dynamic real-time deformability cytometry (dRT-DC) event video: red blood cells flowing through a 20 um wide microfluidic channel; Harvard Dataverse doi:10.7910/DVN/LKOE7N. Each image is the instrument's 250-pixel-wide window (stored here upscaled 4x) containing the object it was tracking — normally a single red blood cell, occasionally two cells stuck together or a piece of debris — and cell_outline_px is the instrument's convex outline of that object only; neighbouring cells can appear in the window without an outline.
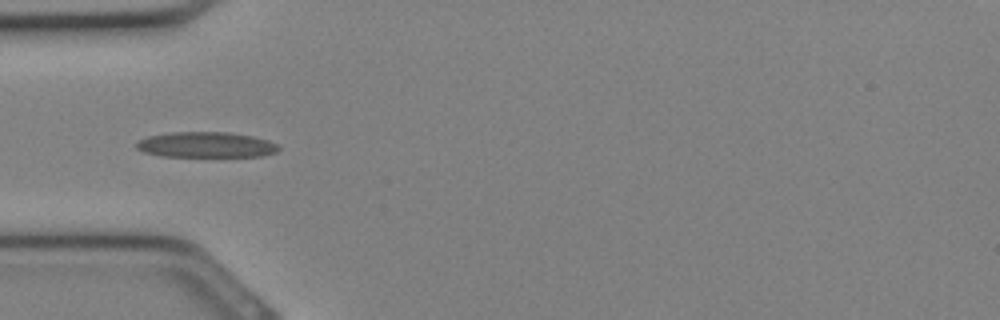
{"species": "Egyptian fruit bat (a non-hibernating species)", "species_latin": "Rousettus aegyptiacus", "temperature_condition": "cold", "stored_images_in_passage": 31, "camera_frame_rate_fps": 3000, "um_per_image_px": 0.085, "animal": {"sex": "female"}, "frame": {"image": 1, "passage_image": 9, "time_ms": 2.667, "image_size_px": [1000, 320], "cell_outline_px": [[280, 148], [276, 152], [264, 156], [160, 156], [144, 152], [136, 148], [136, 140], [148, 136], [168, 132], [228, 132], [252, 136], [268, 140], [276, 144]], "centroid_in_image_um": [17.48, 12.3], "position_along_channel_um": 67.5, "area_um2": 21.21}}
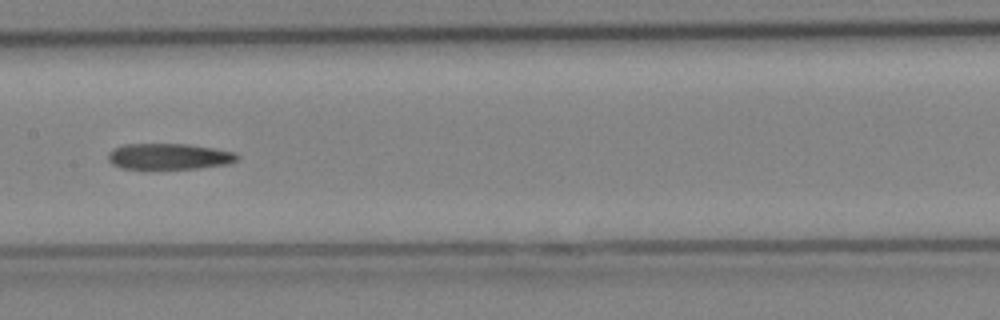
{"frame": {"image": 2, "passage_image": 15, "time_ms": 4.667, "image_size_px": [1000, 320], "cell_outline_px": [[240, 156], [236, 160], [228, 164], [196, 168], [120, 168], [112, 164], [108, 160], [108, 152], [112, 148], [124, 144], [188, 144], [236, 152]], "centroid_in_image_um": [14.34, 13.28], "position_along_channel_um": 193.1, "area_um2": 19.48}}
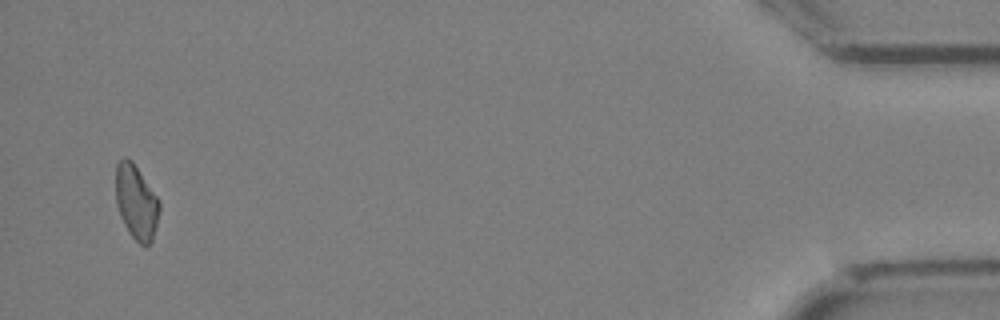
{"frame": {"image": 3, "passage_image": 30, "time_ms": 9.667, "image_size_px": [1000, 320], "cell_outline_px": [[160, 208], [152, 240], [144, 248], [128, 232], [120, 216], [116, 204], [116, 164], [124, 156], [132, 160], [160, 200]], "centroid_in_image_um": [11.58, 17.16], "position_along_channel_um": 423.6, "area_um2": 19.02}}